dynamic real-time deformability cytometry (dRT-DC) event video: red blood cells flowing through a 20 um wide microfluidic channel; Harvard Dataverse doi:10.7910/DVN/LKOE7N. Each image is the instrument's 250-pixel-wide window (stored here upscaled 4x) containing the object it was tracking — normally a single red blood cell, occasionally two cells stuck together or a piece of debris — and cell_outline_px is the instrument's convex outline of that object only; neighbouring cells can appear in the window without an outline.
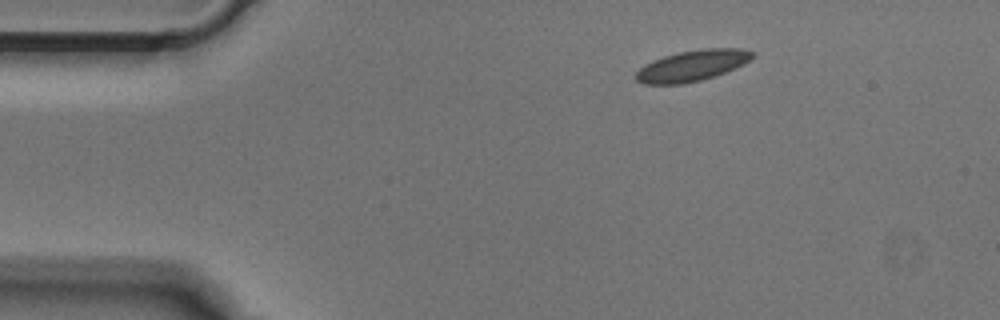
{"species": "Egyptian fruit bat (a non-hibernating species)", "species_latin": "Rousettus aegyptiacus", "temperature_condition": "cold", "stored_images_in_passage": 4, "camera_frame_rate_fps": 3000, "um_per_image_px": 0.085, "animal": {"sex": "male"}, "frame": {"image": 1, "passage_image": 1, "time_ms": 0.0, "image_size_px": [1000, 320], "cell_outline_px": [[756, 56], [744, 64], [736, 68], [700, 80], [680, 84], [644, 84], [636, 80], [636, 72], [644, 64], [652, 60], [664, 56], [680, 52], [700, 48], [744, 48], [756, 52]], "centroid_in_image_um": [58.88, 5.56], "position_along_channel_um": 26.1, "area_um2": 21.1}}
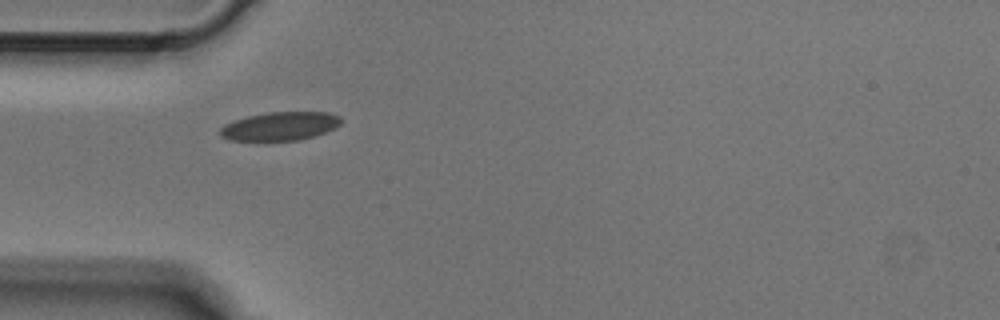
{"frame": {"image": 2, "passage_image": 3, "time_ms": 0.667, "image_size_px": [1000, 320], "cell_outline_px": [[340, 124], [324, 132], [300, 140], [228, 140], [220, 136], [220, 128], [224, 124], [248, 116], [268, 112], [328, 112], [340, 116]], "centroid_in_image_um": [23.77, 10.72], "position_along_channel_um": 61.2, "area_um2": 19.83}}
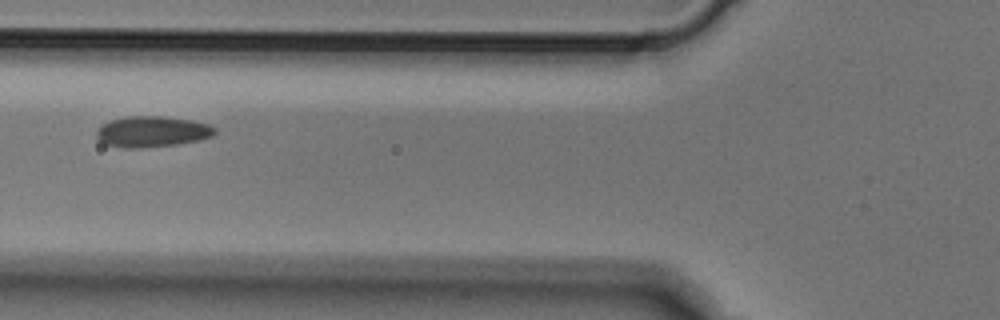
{"frame": {"image": 3, "passage_image": 4, "time_ms": 1.0, "image_size_px": [1000, 320], "cell_outline_px": [[216, 132], [212, 136], [180, 144], [140, 148], [124, 148], [104, 144], [96, 136], [96, 128], [112, 120], [124, 116], [164, 116], [192, 120], [208, 124], [216, 128]], "centroid_in_image_um": [12.91, 11.19], "position_along_channel_um": 112.9, "area_um2": 21.39}}